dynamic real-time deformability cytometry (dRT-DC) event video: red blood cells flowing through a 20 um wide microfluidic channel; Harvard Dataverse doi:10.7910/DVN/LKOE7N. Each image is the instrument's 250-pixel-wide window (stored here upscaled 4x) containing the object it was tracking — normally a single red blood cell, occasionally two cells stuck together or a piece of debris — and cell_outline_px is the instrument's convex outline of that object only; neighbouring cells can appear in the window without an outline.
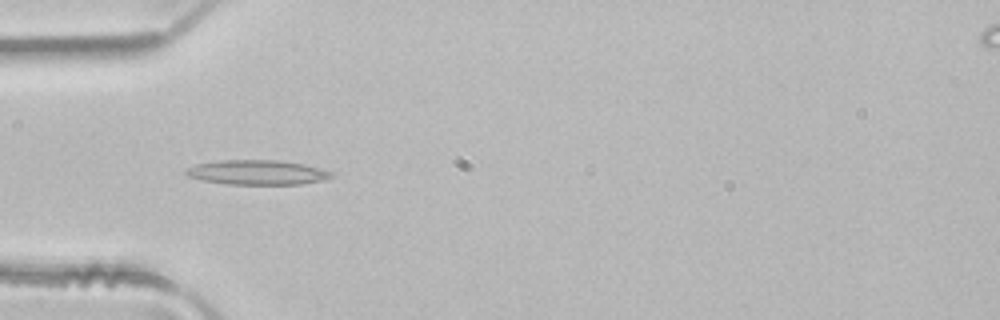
{"species": "common noctule bat (a hibernating species)", "species_latin": "Nyctalus noctula", "temperature_condition": "room temperature", "stored_images_in_passage": 4, "camera_frame_rate_fps": 3000, "um_per_image_px": 0.085, "animal": {"sex": "male", "body_mass_g": 21.5, "forearm_length_mm": 52.0}, "frame": {"image": 1, "passage_image": 3, "time_ms": 0.667, "image_size_px": [1000, 320], "cell_outline_px": [[336, 176], [324, 180], [300, 184], [228, 184], [204, 180], [188, 176], [184, 172], [188, 168], [196, 164], [220, 160], [276, 160], [300, 164], [332, 172]], "centroid_in_image_um": [21.86, 14.66], "position_along_channel_um": 63.1, "area_um2": 20.58}}
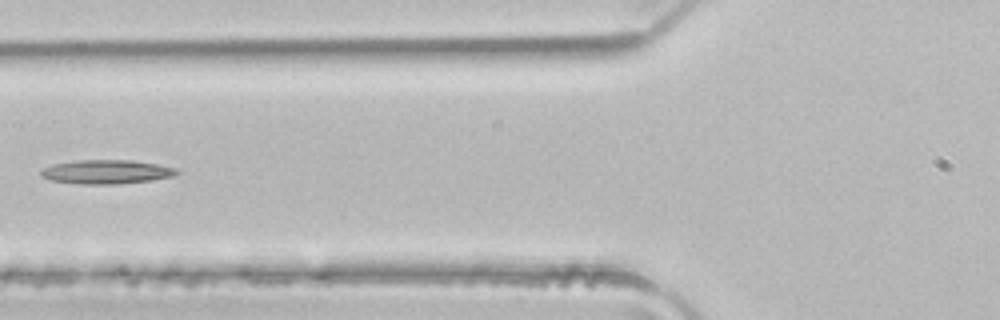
{"frame": {"image": 2, "passage_image": 4, "time_ms": 1.0, "image_size_px": [1000, 320], "cell_outline_px": [[180, 172], [172, 176], [152, 180], [120, 184], [80, 184], [52, 180], [40, 176], [40, 172], [44, 168], [52, 164], [80, 160], [132, 160], [156, 164], [176, 168]], "centroid_in_image_um": [9.05, 14.61], "position_along_channel_um": 116.8, "area_um2": 18.9}}